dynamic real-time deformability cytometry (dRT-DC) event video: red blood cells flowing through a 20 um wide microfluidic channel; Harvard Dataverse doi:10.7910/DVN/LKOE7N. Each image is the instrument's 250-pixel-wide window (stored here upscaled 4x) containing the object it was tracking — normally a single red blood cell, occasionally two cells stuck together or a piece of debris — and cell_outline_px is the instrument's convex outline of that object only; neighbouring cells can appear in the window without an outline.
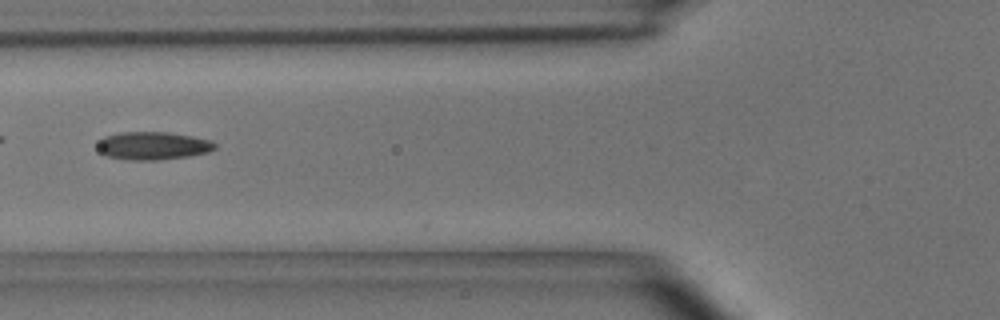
{"species": "common noctule bat (a hibernating species)", "species_latin": "Nyctalus noctula", "temperature_condition": "room temperature", "stored_images_in_passage": 31, "camera_frame_rate_fps": 3000, "um_per_image_px": 0.085, "animal": {"sex": "male", "body_mass_g": 15.6}, "frame": {"image": 1, "passage_image": 5, "time_ms": 1.333, "image_size_px": [1000, 320], "cell_outline_px": [[216, 148], [208, 152], [188, 156], [160, 160], [128, 160], [108, 156], [100, 152], [100, 140], [104, 136], [120, 132], [168, 132], [192, 136], [212, 140], [216, 144]], "centroid_in_image_um": [13.04, 12.38], "position_along_channel_um": 112.8, "area_um2": 19.07}, "authors_computed_cell_mechanics": {"area_um2": 18.207, "velocity_mm_per_s": 4.0859, "shape_relaxation_time_tau1_ms": 4.2951, "shape_relaxation_time_tau2_ms": 2.0984, "deformation_change_tau1": 0.1538, "deformation_change_tau2": 0.1001}}